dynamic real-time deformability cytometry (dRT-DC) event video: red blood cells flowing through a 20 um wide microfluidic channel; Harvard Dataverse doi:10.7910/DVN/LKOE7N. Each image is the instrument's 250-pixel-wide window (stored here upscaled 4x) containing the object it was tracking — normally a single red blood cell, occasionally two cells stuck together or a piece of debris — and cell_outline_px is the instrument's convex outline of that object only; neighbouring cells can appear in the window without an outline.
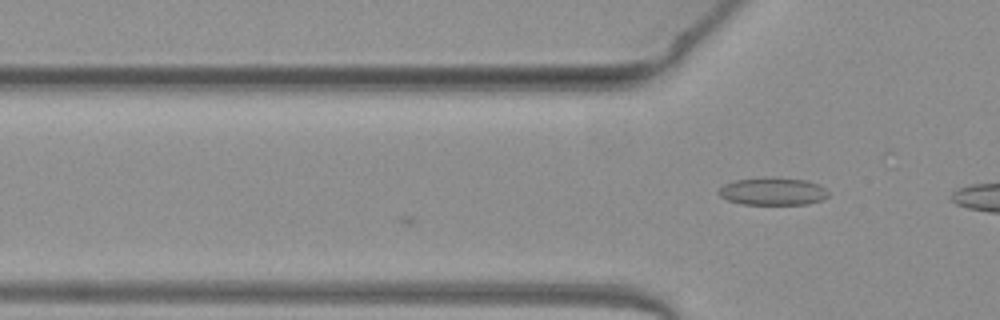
{"species": "common noctule bat (a hibernating species)", "species_latin": "Nyctalus noctula", "temperature_condition": "warm", "stored_images_in_passage": 8, "camera_frame_rate_fps": 3000, "um_per_image_px": 0.085, "animal": {"sex": "female", "body_mass_g": 19.3, "forearm_length_mm": 54.1}, "frame": {"image": 1, "passage_image": 8, "time_ms": 2.333, "image_size_px": [1000, 320], "cell_outline_px": [[828, 196], [824, 200], [804, 204], [740, 204], [728, 200], [720, 196], [720, 188], [724, 184], [736, 180], [764, 176], [776, 176], [808, 180], [824, 188], [828, 192]], "centroid_in_image_um": [65.7, 16.24], "position_along_channel_um": 60.1, "area_um2": 17.86}}